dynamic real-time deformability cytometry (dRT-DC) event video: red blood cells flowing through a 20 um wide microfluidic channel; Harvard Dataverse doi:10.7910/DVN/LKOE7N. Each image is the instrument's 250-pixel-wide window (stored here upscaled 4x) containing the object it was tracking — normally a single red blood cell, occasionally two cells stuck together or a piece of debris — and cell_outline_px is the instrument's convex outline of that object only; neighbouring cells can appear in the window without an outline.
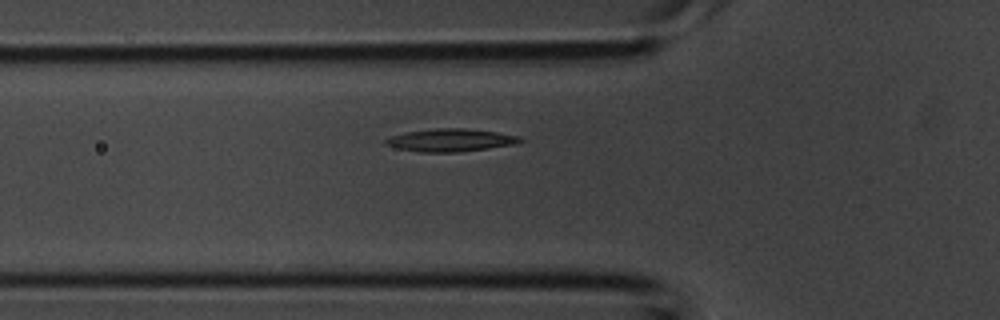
{"species": "common noctule bat (a hibernating species)", "species_latin": "Nyctalus noctula", "temperature_condition": "room temperature", "stored_images_in_passage": 25, "camera_frame_rate_fps": 3000, "um_per_image_px": 0.085, "animal": {"sex": "male", "body_mass_g": 20.1, "forearm_length_mm": 53.5}, "frame": {"image": 1, "passage_image": 2, "time_ms": 0.333, "image_size_px": [1000, 320], "cell_outline_px": [[524, 140], [516, 144], [460, 152], [420, 152], [396, 148], [384, 144], [384, 140], [392, 136], [408, 132], [436, 128], [464, 128], [496, 132], [520, 136]], "centroid_in_image_um": [38.31, 11.92], "position_along_channel_um": 87.5, "area_um2": 17.74}}
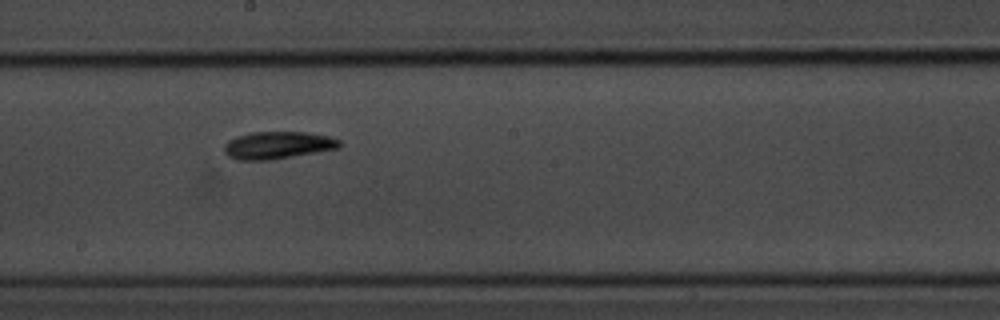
{"frame": {"image": 2, "passage_image": 10, "time_ms": 3.0, "image_size_px": [1000, 320], "cell_outline_px": [[340, 148], [268, 160], [240, 160], [228, 156], [224, 152], [224, 144], [228, 140], [236, 136], [252, 132], [308, 132], [328, 136], [340, 140]], "centroid_in_image_um": [23.58, 12.33], "position_along_channel_um": 224.6, "area_um2": 18.32}}
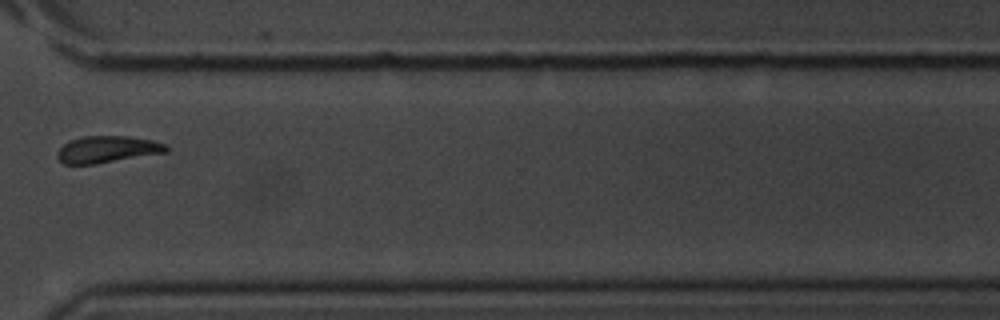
{"frame": {"image": 3, "passage_image": 18, "time_ms": 5.667, "image_size_px": [1000, 320], "cell_outline_px": [[168, 152], [96, 164], [64, 164], [56, 156], [56, 152], [68, 140], [84, 136], [128, 136], [152, 140], [168, 144]], "centroid_in_image_um": [9.13, 12.69], "position_along_channel_um": 361.5, "area_um2": 17.17}}